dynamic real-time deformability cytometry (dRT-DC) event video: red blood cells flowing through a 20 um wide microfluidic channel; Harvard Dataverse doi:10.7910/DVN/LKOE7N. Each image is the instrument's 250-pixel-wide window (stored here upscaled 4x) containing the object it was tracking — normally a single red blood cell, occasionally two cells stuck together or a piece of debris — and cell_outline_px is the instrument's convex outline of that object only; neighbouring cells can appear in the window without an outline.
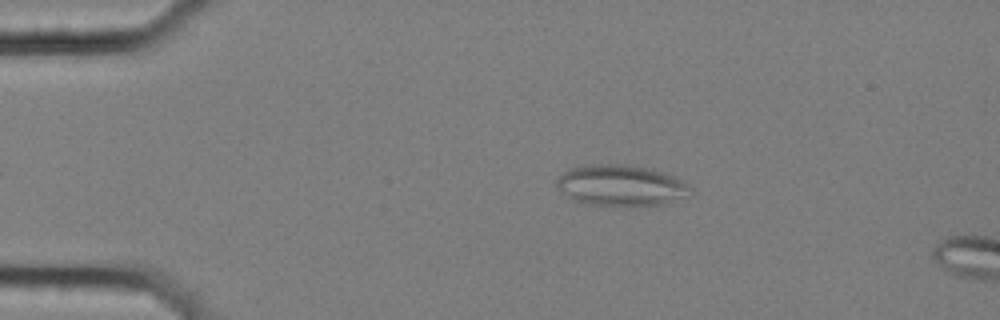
{"species": "common noctule bat (a hibernating species)", "species_latin": "Nyctalus noctula", "temperature_condition": "cold", "stored_images_in_passage": 15, "camera_frame_rate_fps": 3000, "um_per_image_px": 0.085, "animal": {"sex": "female", "body_mass_g": 25.1}, "frame": {"image": 1, "passage_image": 11, "time_ms": 3.333, "image_size_px": [1000, 320], "cell_outline_px": [[692, 188], [684, 196], [664, 204], [588, 204], [572, 200], [556, 188], [556, 180], [564, 172], [572, 168], [588, 164], [624, 164], [652, 168], [672, 176], [688, 184]], "centroid_in_image_um": [52.72, 15.73], "position_along_channel_um": 32.3, "area_um2": 31.33}}